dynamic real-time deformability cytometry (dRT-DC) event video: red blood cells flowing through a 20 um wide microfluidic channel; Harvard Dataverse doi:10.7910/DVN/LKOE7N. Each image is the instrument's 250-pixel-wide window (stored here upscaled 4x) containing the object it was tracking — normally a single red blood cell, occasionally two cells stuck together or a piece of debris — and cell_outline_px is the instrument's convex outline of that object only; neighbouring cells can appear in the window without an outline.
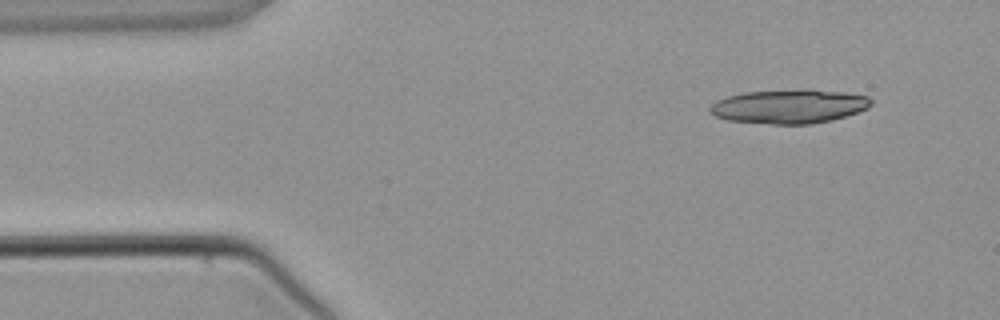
{"species": "common noctule bat (a hibernating species)", "species_latin": "Nyctalus noctula", "temperature_condition": "warm", "stored_images_in_passage": 3, "camera_frame_rate_fps": 3000, "um_per_image_px": 0.085, "animal": {"sex": "male", "body_mass_g": 21.5, "forearm_length_mm": 52.0}, "frame": {"image": 1, "passage_image": 1, "time_ms": 0.0, "image_size_px": [1000, 320], "cell_outline_px": [[872, 104], [868, 108], [832, 120], [808, 124], [772, 124], [728, 120], [716, 116], [708, 112], [708, 108], [716, 100], [728, 96], [744, 92], [804, 88], [812, 88], [844, 92], [868, 96], [872, 100]], "centroid_in_image_um": [67.07, 9.02], "position_along_channel_um": 17.9, "area_um2": 32.31}}